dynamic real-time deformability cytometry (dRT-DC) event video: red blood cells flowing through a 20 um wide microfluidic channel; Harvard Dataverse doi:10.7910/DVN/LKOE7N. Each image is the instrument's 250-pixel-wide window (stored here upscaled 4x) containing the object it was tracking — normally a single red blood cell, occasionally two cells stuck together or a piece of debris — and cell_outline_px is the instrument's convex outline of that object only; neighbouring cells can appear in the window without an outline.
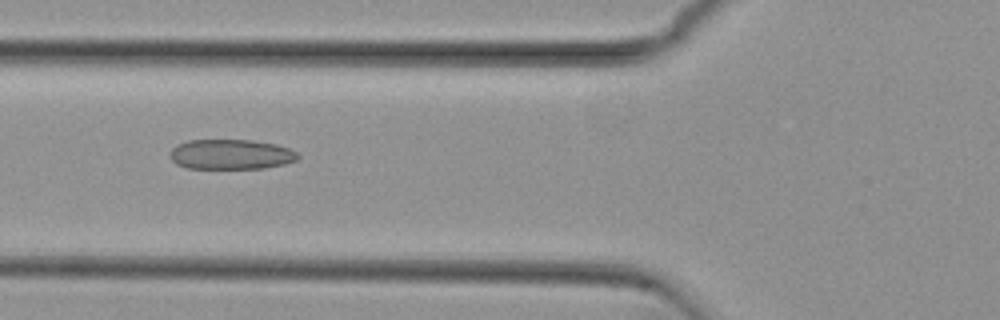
{"species": "common noctule bat (a hibernating species)", "species_latin": "Nyctalus noctula", "temperature_condition": "cold", "stored_images_in_passage": 33, "camera_frame_rate_fps": 3000, "um_per_image_px": 0.085, "animal": {"sex": "female", "body_mass_g": 29.2, "forearm_length_mm": 56.3}, "frame": {"image": 1, "passage_image": 4, "time_ms": 1.0, "image_size_px": [1000, 320], "cell_outline_px": [[300, 156], [296, 160], [284, 164], [264, 168], [188, 168], [176, 164], [168, 156], [172, 148], [176, 144], [188, 140], [252, 140], [276, 144], [288, 148], [296, 152]], "centroid_in_image_um": [19.6, 13.11], "position_along_channel_um": 106.2, "area_um2": 22.43}}
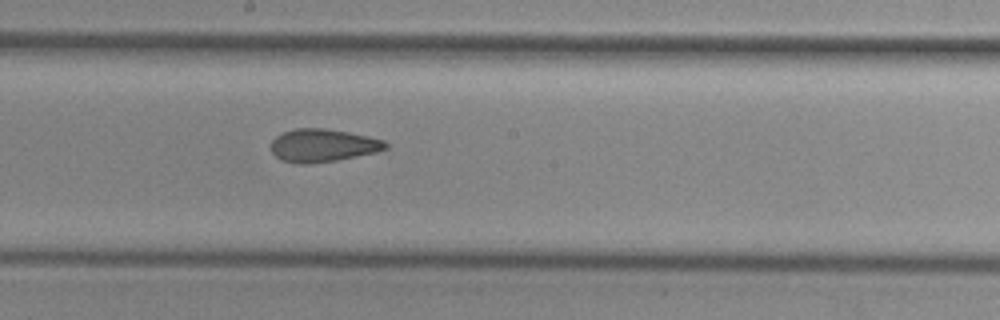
{"frame": {"image": 2, "passage_image": 13, "time_ms": 4.0, "image_size_px": [1000, 320], "cell_outline_px": [[388, 156], [308, 164], [300, 164], [280, 160], [272, 152], [272, 140], [276, 136], [284, 132], [296, 128], [328, 128], [368, 136], [384, 140], [388, 144]], "centroid_in_image_um": [27.69, 12.42], "position_along_channel_um": 220.5, "area_um2": 23.58}}
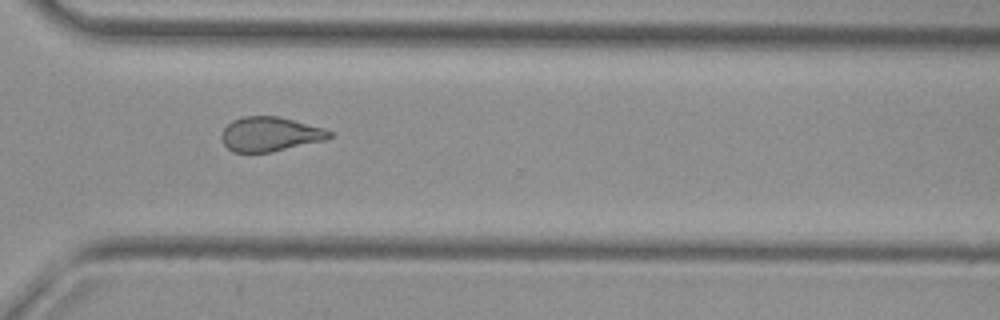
{"frame": {"image": 3, "passage_image": 23, "time_ms": 7.333, "image_size_px": [1000, 320], "cell_outline_px": [[336, 132], [328, 140], [272, 152], [232, 152], [220, 140], [220, 136], [224, 128], [232, 120], [244, 116], [276, 116], [324, 128]], "centroid_in_image_um": [22.98, 11.41], "position_along_channel_um": 347.6, "area_um2": 21.91}, "authors_computed_cell_mechanics": {"area_um2": 22.3108, "velocity_mm_per_s": 3.8157, "shape_relaxation_time_tau1_ms": null, "shape_relaxation_time_tau2_ms": 2.4684, "deformation_change_tau1": null, "deformation_change_tau2": 0.0933}}